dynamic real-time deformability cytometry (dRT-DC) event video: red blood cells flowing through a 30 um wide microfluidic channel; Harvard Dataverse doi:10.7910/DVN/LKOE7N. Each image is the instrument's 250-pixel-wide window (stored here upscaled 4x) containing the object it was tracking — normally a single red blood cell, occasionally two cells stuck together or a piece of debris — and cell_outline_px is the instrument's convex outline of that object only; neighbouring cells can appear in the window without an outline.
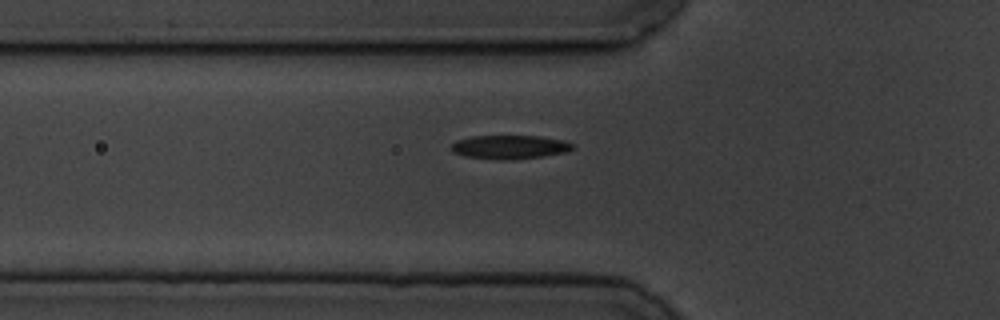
{"species": "common noctule bat (a hibernating species)", "species_latin": "Nyctalus noctula", "temperature_condition": "cold", "stored_images_in_passage": 43, "camera_frame_rate_fps": 3000, "um_per_image_px": 0.085, "animal": {"sex": "male", "body_mass_g": 19.5, "forearm_length_mm": 54.6}, "frame": {"image": 1, "passage_image": 7, "time_ms": 2.0, "image_size_px": [1000, 320], "cell_outline_px": [[576, 144], [572, 148], [564, 152], [544, 156], [500, 160], [464, 156], [452, 152], [452, 144], [456, 140], [472, 136], [540, 136], [564, 140]], "centroid_in_image_um": [43.32, 12.49], "position_along_channel_um": 82.5, "area_um2": 16.7}}
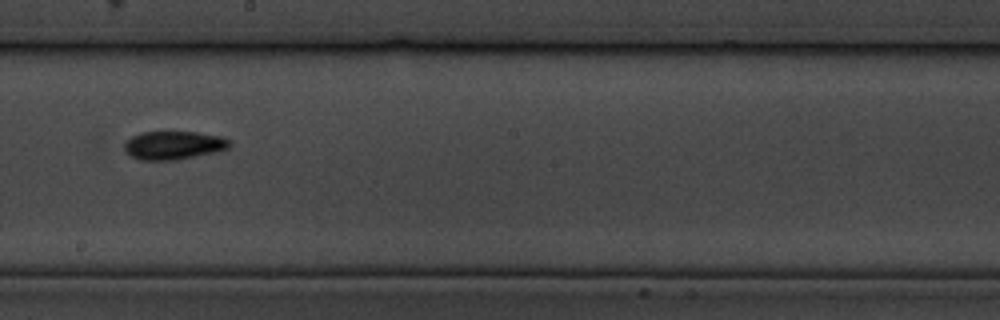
{"frame": {"image": 2, "passage_image": 20, "time_ms": 6.333, "image_size_px": [1000, 320], "cell_outline_px": [[232, 144], [228, 148], [216, 152], [176, 160], [140, 160], [124, 152], [124, 144], [132, 136], [140, 132], [196, 132], [220, 136], [228, 140]], "centroid_in_image_um": [14.74, 12.35], "position_along_channel_um": 233.5, "area_um2": 17.4}}
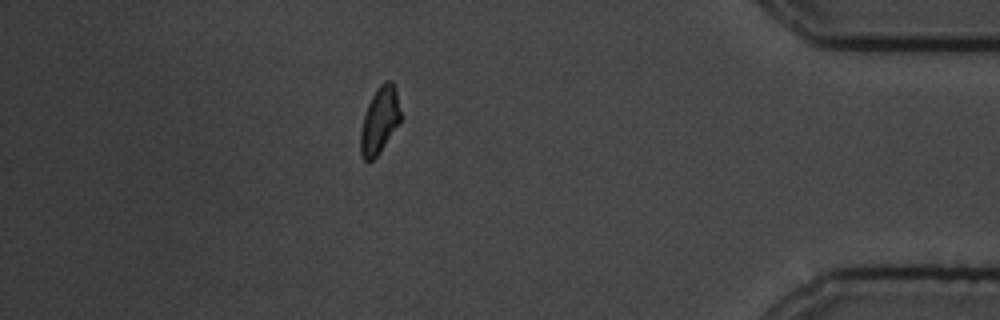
{"frame": {"image": 3, "passage_image": 38, "time_ms": 12.333, "image_size_px": [1000, 320], "cell_outline_px": [[400, 120], [380, 152], [372, 160], [364, 160], [360, 156], [360, 132], [364, 116], [368, 104], [376, 88], [384, 80], [392, 80], [396, 88], [400, 112]], "centroid_in_image_um": [32.25, 10.2], "position_along_channel_um": 403.0, "area_um2": 15.37}}